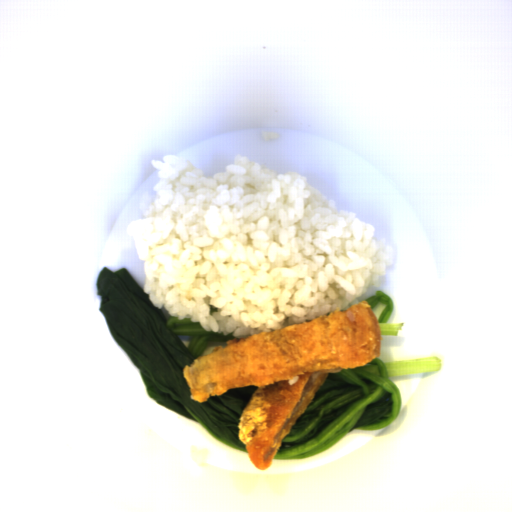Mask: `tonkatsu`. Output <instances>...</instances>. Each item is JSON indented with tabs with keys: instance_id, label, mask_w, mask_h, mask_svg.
I'll return each instance as SVG.
<instances>
[{
	"instance_id": "d4beea91",
	"label": "tonkatsu",
	"mask_w": 512,
	"mask_h": 512,
	"mask_svg": "<svg viewBox=\"0 0 512 512\" xmlns=\"http://www.w3.org/2000/svg\"><path fill=\"white\" fill-rule=\"evenodd\" d=\"M381 325L369 302L306 322L206 347L182 367L190 399L204 403L230 388L255 386L237 437L257 470L270 468L282 439L305 414L329 373L379 359Z\"/></svg>"
}]
</instances>
